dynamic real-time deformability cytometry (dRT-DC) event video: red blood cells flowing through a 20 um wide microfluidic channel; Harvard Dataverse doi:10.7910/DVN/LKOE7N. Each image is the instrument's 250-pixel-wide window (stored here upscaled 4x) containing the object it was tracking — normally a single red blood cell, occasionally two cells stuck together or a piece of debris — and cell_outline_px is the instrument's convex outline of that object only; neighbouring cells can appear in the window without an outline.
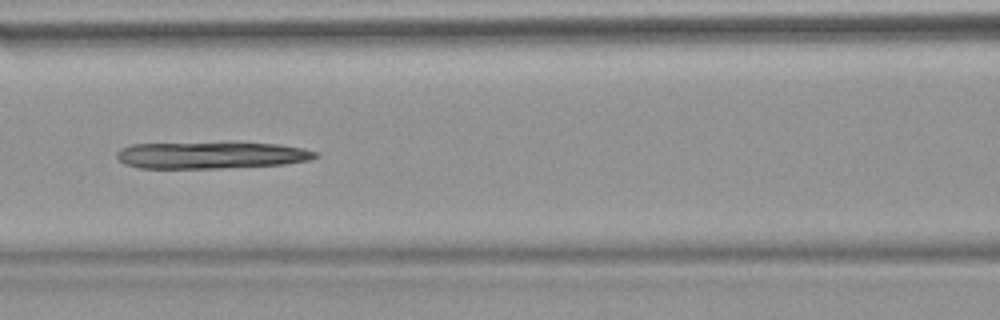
{"species": "common noctule bat (a hibernating species)", "species_latin": "Nyctalus noctula", "temperature_condition": "warm", "stored_images_in_passage": 51, "camera_frame_rate_fps": 3000, "um_per_image_px": 0.085, "animal": {"sex": "female", "body_mass_g": 18.4}, "frame": {"image": 1, "passage_image": 22, "time_ms": 7.0, "image_size_px": [1000, 320], "cell_outline_px": [[320, 156], [312, 160], [284, 164], [220, 168], [140, 168], [124, 164], [116, 156], [116, 152], [120, 148], [132, 144], [232, 140], [276, 144], [304, 148], [316, 152]], "centroid_in_image_um": [17.97, 13.14], "position_along_channel_um": 148.6, "area_um2": 32.48}}